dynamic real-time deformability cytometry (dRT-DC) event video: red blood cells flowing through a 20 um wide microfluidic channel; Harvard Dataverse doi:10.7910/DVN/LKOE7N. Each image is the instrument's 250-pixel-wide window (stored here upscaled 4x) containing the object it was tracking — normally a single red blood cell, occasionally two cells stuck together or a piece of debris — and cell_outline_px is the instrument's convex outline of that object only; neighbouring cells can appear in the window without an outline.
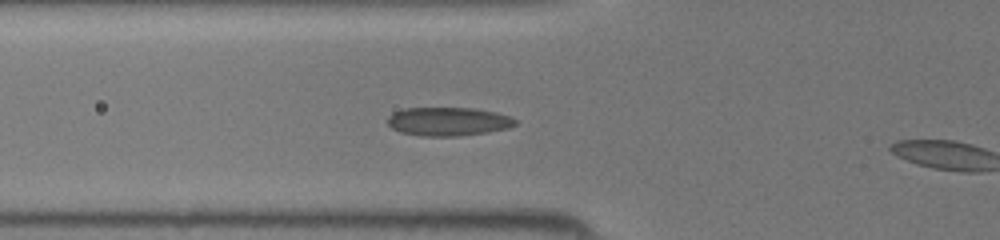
{"species": "common noctule bat (a hibernating species)", "species_latin": "Nyctalus noctula", "temperature_condition": "room temperature", "stored_images_in_passage": 24, "camera_frame_rate_fps": 3000, "um_per_image_px": 0.085, "animal": {"sex": "female", "body_mass_g": 19.5, "forearm_length_mm": 54.1}, "frame": {"image": 1, "passage_image": 2, "time_ms": 0.333, "image_size_px": [1000, 240], "cell_outline_px": [[508, 124], [468, 132], [412, 132], [400, 128], [392, 124], [392, 116], [400, 112], [416, 108], [452, 108], [480, 112], [496, 116], [508, 120]], "centroid_in_image_um": [37.84, 10.23], "position_along_channel_um": 88.0, "area_um2": 15.9}}
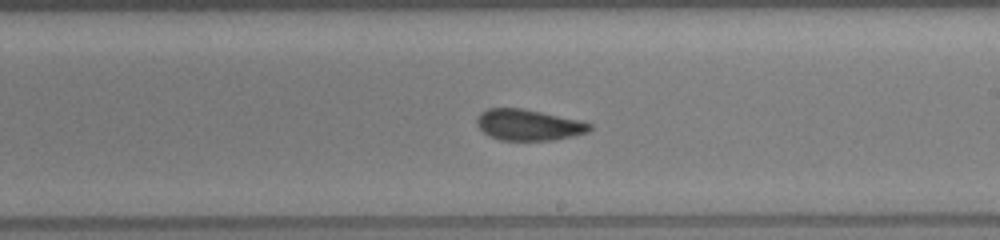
{"frame": {"image": 2, "passage_image": 12, "time_ms": 3.667, "image_size_px": [1000, 240], "cell_outline_px": [[588, 128], [576, 132], [556, 136], [500, 136], [484, 128], [480, 120], [488, 112], [504, 108], [528, 112], [548, 116], [584, 124]], "centroid_in_image_um": [44.83, 10.55], "position_along_channel_um": 244.2, "area_um2": 14.68}}
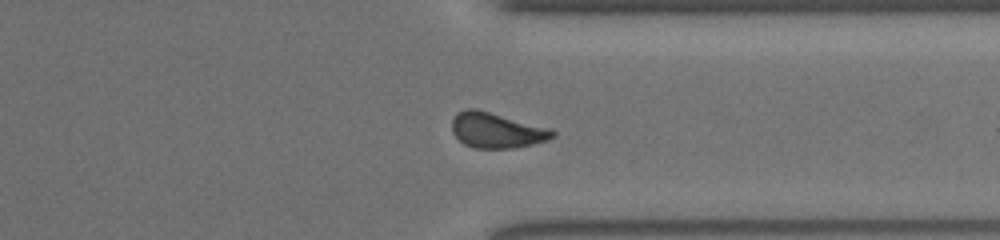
{"frame": {"image": 3, "passage_image": 20, "time_ms": 6.333, "image_size_px": [1000, 240], "cell_outline_px": [[552, 136], [540, 140], [524, 144], [496, 148], [488, 148], [468, 144], [456, 132], [456, 116], [460, 112], [484, 112], [552, 132]], "centroid_in_image_um": [42.15, 11.11], "position_along_channel_um": 369.2, "area_um2": 16.88}}